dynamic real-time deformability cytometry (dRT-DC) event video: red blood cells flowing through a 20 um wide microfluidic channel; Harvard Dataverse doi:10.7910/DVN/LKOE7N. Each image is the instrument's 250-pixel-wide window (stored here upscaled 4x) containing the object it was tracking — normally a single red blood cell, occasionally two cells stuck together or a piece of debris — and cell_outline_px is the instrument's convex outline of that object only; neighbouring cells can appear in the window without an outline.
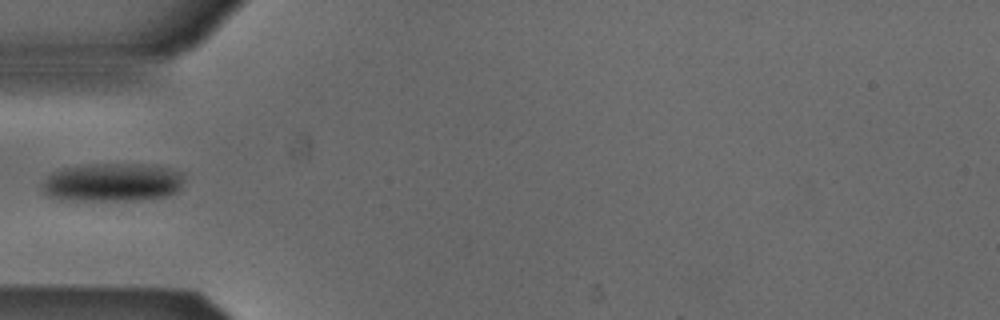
{"species": "Egyptian fruit bat (a non-hibernating species)", "species_latin": "Rousettus aegyptiacus", "temperature_condition": "cold", "stored_images_in_passage": 6, "camera_frame_rate_fps": 3000, "um_per_image_px": 0.085, "animal": {"sex": "male"}, "frame": {"image": 1, "passage_image": 5, "time_ms": 1.333, "image_size_px": [1000, 320], "cell_outline_px": [[184, 180], [180, 188], [176, 192], [168, 196], [144, 200], [64, 200], [48, 196], [44, 192], [44, 180], [52, 172], [64, 168], [88, 164], [140, 164], [168, 168], [184, 172]], "centroid_in_image_um": [9.6, 15.5], "position_along_channel_um": 75.4, "area_um2": 31.91}}
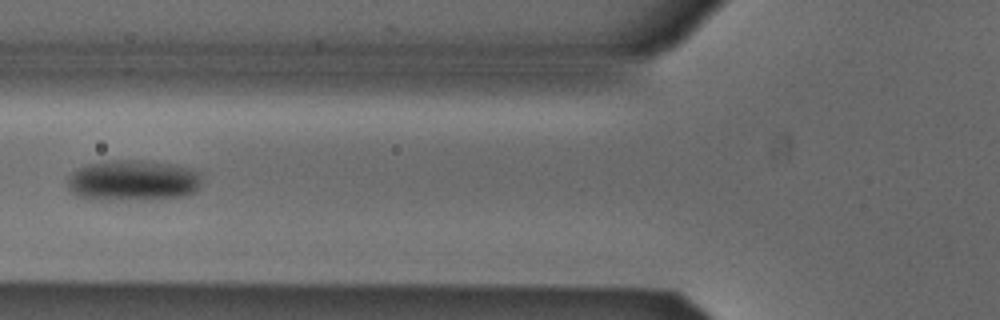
{"frame": {"image": 2, "passage_image": 6, "time_ms": 1.667, "image_size_px": [1000, 320], "cell_outline_px": [[204, 176], [200, 188], [196, 192], [184, 196], [144, 200], [88, 200], [76, 196], [68, 188], [68, 180], [72, 172], [76, 168], [88, 164], [104, 160], [144, 160], [176, 164], [192, 168], [200, 172]], "centroid_in_image_um": [11.35, 15.34], "position_along_channel_um": 114.5, "area_um2": 33.12}}